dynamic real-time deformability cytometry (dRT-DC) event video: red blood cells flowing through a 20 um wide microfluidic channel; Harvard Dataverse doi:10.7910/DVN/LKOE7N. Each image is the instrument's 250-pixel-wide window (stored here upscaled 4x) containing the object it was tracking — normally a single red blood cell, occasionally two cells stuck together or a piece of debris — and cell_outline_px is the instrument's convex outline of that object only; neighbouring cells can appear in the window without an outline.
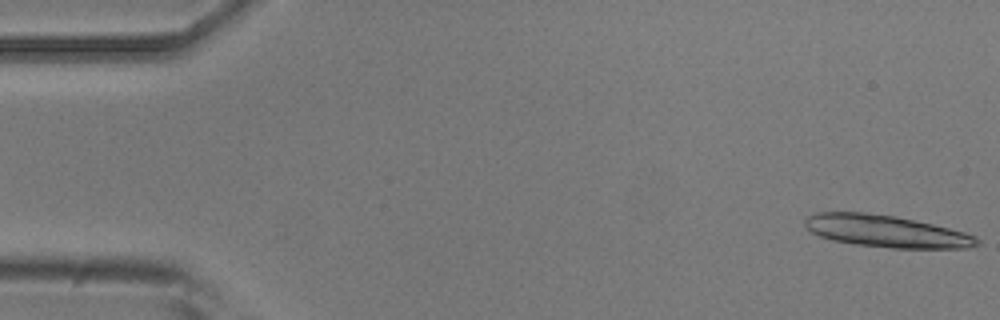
{"species": "common noctule bat (a hibernating species)", "species_latin": "Nyctalus noctula", "temperature_condition": "room temperature", "stored_images_in_passage": 53, "camera_frame_rate_fps": 3000, "um_per_image_px": 0.085, "animal": {"sex": "male", "body_mass_g": 20.5, "forearm_length_mm": 52.5}, "frame": {"image": 1, "passage_image": 1, "time_ms": 0.0, "image_size_px": [1000, 320], "cell_outline_px": [[980, 244], [968, 248], [892, 248], [856, 244], [832, 240], [820, 236], [812, 232], [804, 224], [804, 220], [808, 216], [816, 212], [864, 212], [896, 216], [932, 224], [964, 232], [976, 236], [980, 240]], "centroid_in_image_um": [75.33, 19.65], "position_along_channel_um": 9.7, "area_um2": 32.02}}
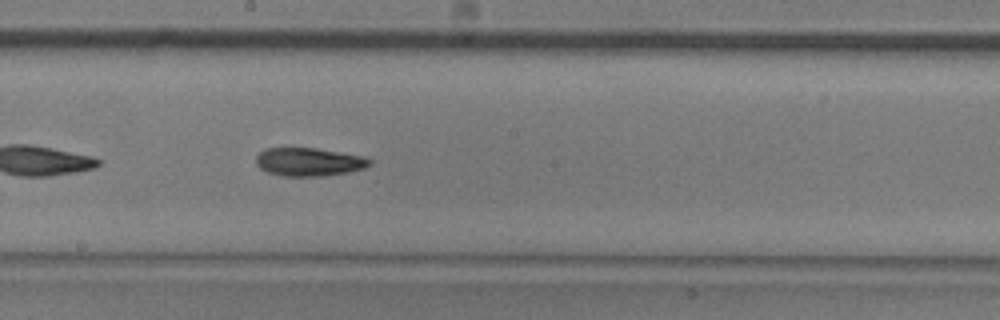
{"frame": {"image": 2, "passage_image": 28, "time_ms": 9.0, "image_size_px": [1000, 320], "cell_outline_px": [[372, 164], [364, 168], [348, 172], [320, 176], [284, 176], [268, 172], [260, 168], [256, 164], [256, 156], [264, 148], [316, 148], [364, 156], [372, 160]], "centroid_in_image_um": [26.26, 13.75], "position_along_channel_um": 221.9, "area_um2": 18.73}}
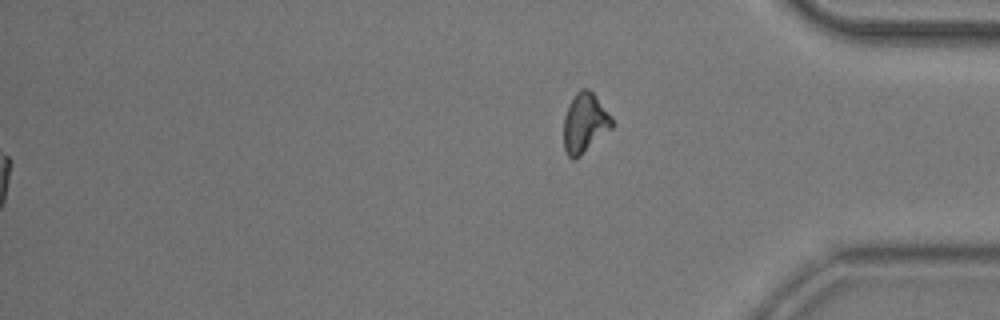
{"frame": {"image": 3, "passage_image": 53, "time_ms": 17.333, "image_size_px": [1000, 320], "cell_outline_px": [[612, 128], [580, 156], [572, 160], [564, 152], [564, 116], [576, 92], [580, 88], [588, 88], [596, 96], [612, 120]], "centroid_in_image_um": [49.68, 10.47], "position_along_channel_um": 385.5, "area_um2": 16.47}, "authors_computed_cell_mechanics": {"area_um2": 18.9006, "velocity_mm_per_s": 3.8926, "shape_relaxation_time_tau1_ms": 5.2167, "shape_relaxation_time_tau2_ms": 7.3213, "deformation_change_tau1": 0.147, "deformation_change_tau2": 0.1534}}